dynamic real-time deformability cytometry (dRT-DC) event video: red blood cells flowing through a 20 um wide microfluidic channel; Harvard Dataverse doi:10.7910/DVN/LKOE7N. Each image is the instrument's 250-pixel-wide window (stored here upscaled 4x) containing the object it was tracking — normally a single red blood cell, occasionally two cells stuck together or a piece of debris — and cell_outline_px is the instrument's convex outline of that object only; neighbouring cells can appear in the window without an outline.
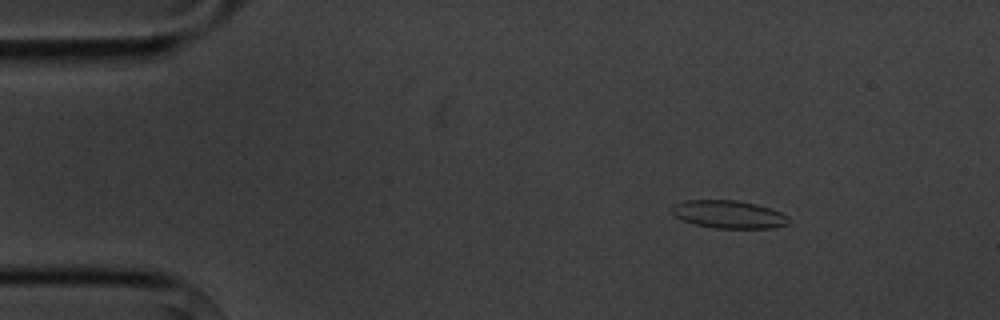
{"species": "common noctule bat (a hibernating species)", "species_latin": "Nyctalus noctula", "temperature_condition": "cold", "stored_images_in_passage": 5, "camera_frame_rate_fps": 3000, "um_per_image_px": 0.085, "animal": {"sex": "male", "body_mass_g": 20.1, "forearm_length_mm": 53.5}, "frame": {"image": 1, "passage_image": 2, "time_ms": 1.333, "image_size_px": [1000, 320], "cell_outline_px": [[788, 224], [776, 228], [716, 228], [696, 224], [684, 220], [676, 216], [668, 208], [672, 204], [684, 200], [736, 200], [756, 204], [780, 212], [788, 216]], "centroid_in_image_um": [61.91, 18.21], "position_along_channel_um": 23.1, "area_um2": 18.96}}